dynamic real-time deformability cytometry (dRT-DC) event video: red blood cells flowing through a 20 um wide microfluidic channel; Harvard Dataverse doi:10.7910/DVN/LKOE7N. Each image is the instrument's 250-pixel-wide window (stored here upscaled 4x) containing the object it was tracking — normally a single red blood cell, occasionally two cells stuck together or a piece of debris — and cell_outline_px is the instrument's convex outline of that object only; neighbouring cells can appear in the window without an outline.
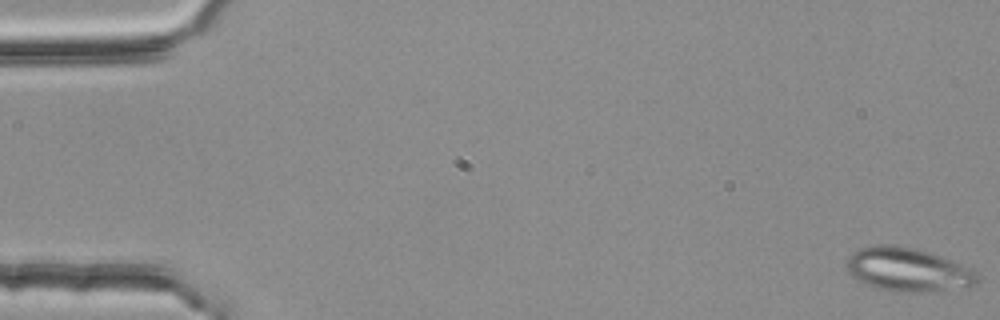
{"species": "common noctule bat (a hibernating species)", "species_latin": "Nyctalus noctula", "temperature_condition": "room temperature", "stored_images_in_passage": 53, "camera_frame_rate_fps": 3000, "um_per_image_px": 0.085, "animal": {"sex": "female", "body_mass_g": 25.1}, "frame": {"image": 1, "passage_image": 1, "time_ms": 0.0, "image_size_px": [1000, 320], "cell_outline_px": [[980, 280], [976, 284], [932, 292], [896, 292], [876, 288], [852, 276], [848, 272], [848, 256], [860, 248], [876, 244], [896, 244], [916, 248], [932, 252], [972, 268], [980, 272]], "centroid_in_image_um": [77.23, 22.9], "position_along_channel_um": 7.8, "area_um2": 33.64}}
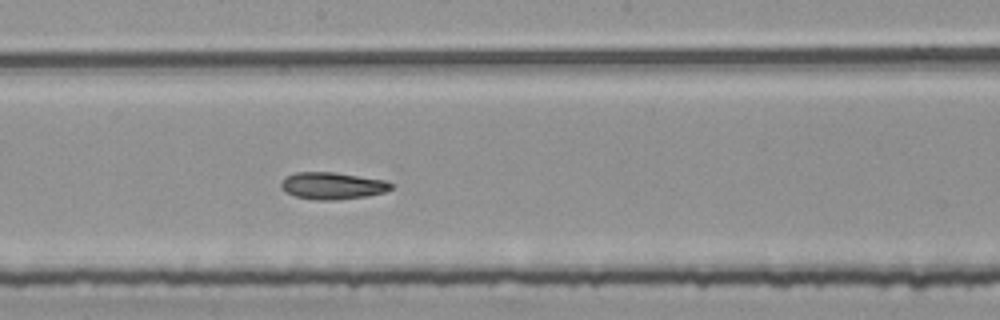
{"frame": {"image": 2, "passage_image": 30, "time_ms": 9.667, "image_size_px": [1000, 320], "cell_outline_px": [[392, 188], [384, 192], [368, 196], [336, 200], [316, 200], [296, 196], [284, 192], [280, 188], [280, 180], [284, 176], [292, 172], [336, 172], [384, 180], [392, 184]], "centroid_in_image_um": [28.18, 15.78], "position_along_channel_um": 220.0, "area_um2": 17.57}}
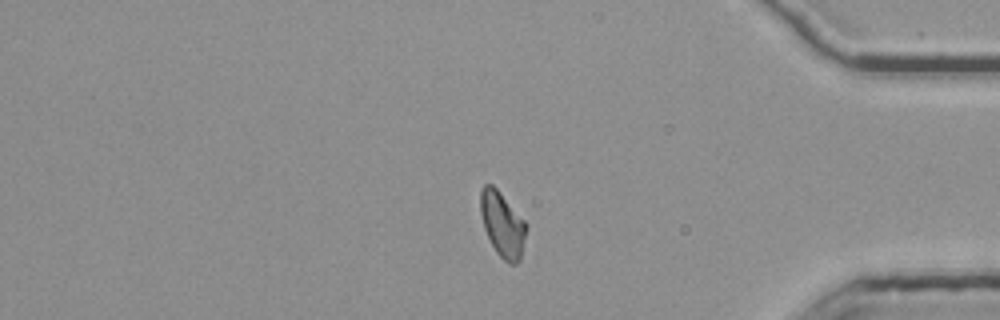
{"frame": {"image": 3, "passage_image": 46, "time_ms": 15.0, "image_size_px": [1000, 320], "cell_outline_px": [[528, 228], [520, 260], [516, 264], [508, 264], [496, 252], [484, 228], [480, 212], [480, 188], [484, 184], [492, 184], [496, 188], [528, 224]], "centroid_in_image_um": [42.72, 19.08], "position_along_channel_um": 392.5, "area_um2": 17.46}, "authors_computed_cell_mechanics": {"area_um2": 17.6868, "velocity_mm_per_s": 3.7717, "shape_relaxation_time_tau1_ms": 9.3686, "shape_relaxation_time_tau2_ms": 4.8713, "deformation_change_tau1": 0.1624, "deformation_change_tau2": 0.109}}